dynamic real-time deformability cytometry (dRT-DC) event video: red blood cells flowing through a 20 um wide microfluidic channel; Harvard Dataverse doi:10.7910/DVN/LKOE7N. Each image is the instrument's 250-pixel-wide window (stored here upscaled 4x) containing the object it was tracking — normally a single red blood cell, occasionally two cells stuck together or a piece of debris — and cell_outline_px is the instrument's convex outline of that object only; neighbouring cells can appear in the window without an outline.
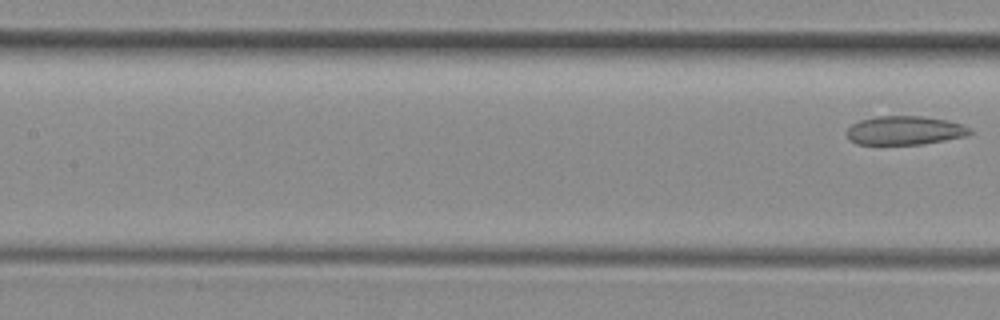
{"species": "common noctule bat (a hibernating species)", "species_latin": "Nyctalus noctula", "temperature_condition": "room temperature", "stored_images_in_passage": 5, "segment_of_instrument_passage": [2, 2], "camera_frame_rate_fps": 3000, "um_per_image_px": 0.085, "animal": {"sex": "female", "body_mass_g": 29.2, "forearm_length_mm": 56.3}, "frame": {"image": 1, "passage_image": 5, "time_ms": 5.0, "image_size_px": [1000, 320], "cell_outline_px": [[972, 132], [964, 136], [944, 140], [920, 144], [856, 144], [848, 140], [848, 128], [852, 124], [860, 120], [876, 116], [924, 116], [948, 120], [960, 124], [968, 128]], "centroid_in_image_um": [76.86, 11.08], "position_along_channel_um": 130.5, "area_um2": 20.46}}